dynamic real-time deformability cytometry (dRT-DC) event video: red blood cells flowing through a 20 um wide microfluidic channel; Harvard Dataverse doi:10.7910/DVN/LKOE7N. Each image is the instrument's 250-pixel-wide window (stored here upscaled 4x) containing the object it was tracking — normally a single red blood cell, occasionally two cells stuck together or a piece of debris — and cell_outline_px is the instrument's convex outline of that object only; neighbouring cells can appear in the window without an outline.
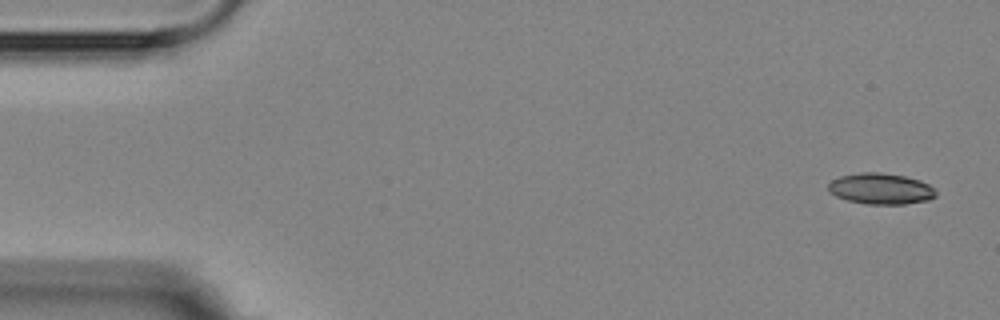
{"species": "Egyptian fruit bat (a non-hibernating species)", "species_latin": "Rousettus aegyptiacus", "temperature_condition": "room temperature", "stored_images_in_passage": 5, "camera_frame_rate_fps": 3000, "um_per_image_px": 0.085, "animal": {"sex": "female"}, "frame": {"image": 1, "passage_image": 1, "time_ms": 0.0, "image_size_px": [1000, 320], "cell_outline_px": [[936, 196], [928, 200], [904, 204], [868, 204], [848, 200], [836, 196], [828, 192], [828, 184], [832, 180], [840, 176], [860, 172], [880, 172], [904, 176], [920, 180], [928, 184], [936, 192]], "centroid_in_image_um": [74.85, 16.04], "position_along_channel_um": 10.2, "area_um2": 19.42}}
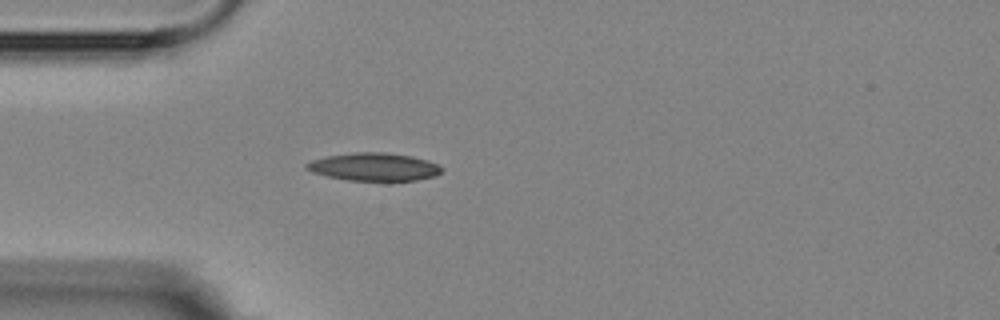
{"frame": {"image": 2, "passage_image": 5, "time_ms": 4.333, "image_size_px": [1000, 320], "cell_outline_px": [[444, 168], [436, 176], [416, 180], [388, 184], [348, 180], [328, 176], [312, 172], [304, 168], [304, 164], [312, 160], [328, 156], [356, 152], [384, 152], [412, 156], [428, 160]], "centroid_in_image_um": [31.83, 14.23], "position_along_channel_um": 53.2, "area_um2": 22.83}}